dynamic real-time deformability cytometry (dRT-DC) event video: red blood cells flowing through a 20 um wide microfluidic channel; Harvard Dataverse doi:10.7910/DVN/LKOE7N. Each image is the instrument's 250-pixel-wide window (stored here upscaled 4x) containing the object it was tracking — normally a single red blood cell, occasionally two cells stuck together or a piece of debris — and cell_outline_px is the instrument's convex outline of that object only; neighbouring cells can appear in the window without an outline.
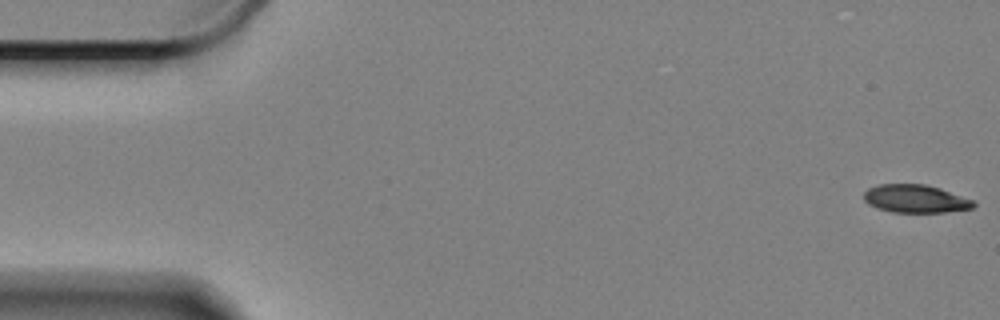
{"species": "Egyptian fruit bat (a non-hibernating species)", "species_latin": "Rousettus aegyptiacus", "temperature_condition": "cold", "stored_images_in_passage": 18, "camera_frame_rate_fps": 3000, "um_per_image_px": 0.085, "animal": {"sex": "female"}, "frame": {"image": 1, "passage_image": 1, "time_ms": 0.0, "image_size_px": [1000, 320], "cell_outline_px": [[976, 204], [972, 208], [944, 212], [892, 212], [876, 208], [868, 204], [864, 200], [864, 192], [868, 188], [876, 184], [924, 184], [940, 188], [972, 200]], "centroid_in_image_um": [77.76, 16.89], "position_along_channel_um": 7.2, "area_um2": 17.86}}
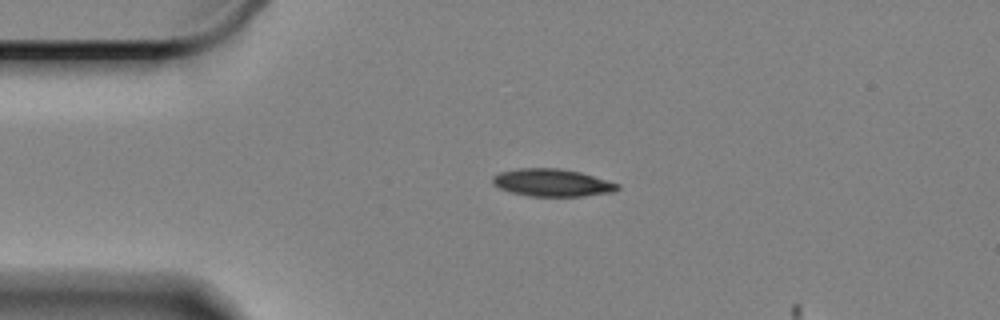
{"frame": {"image": 2, "passage_image": 13, "time_ms": 4.0, "image_size_px": [1000, 320], "cell_outline_px": [[620, 188], [612, 192], [584, 196], [528, 196], [512, 192], [500, 188], [492, 184], [492, 176], [500, 172], [520, 168], [560, 168], [580, 172], [620, 184]], "centroid_in_image_um": [46.93, 15.52], "position_along_channel_um": 38.1, "area_um2": 20.0}}